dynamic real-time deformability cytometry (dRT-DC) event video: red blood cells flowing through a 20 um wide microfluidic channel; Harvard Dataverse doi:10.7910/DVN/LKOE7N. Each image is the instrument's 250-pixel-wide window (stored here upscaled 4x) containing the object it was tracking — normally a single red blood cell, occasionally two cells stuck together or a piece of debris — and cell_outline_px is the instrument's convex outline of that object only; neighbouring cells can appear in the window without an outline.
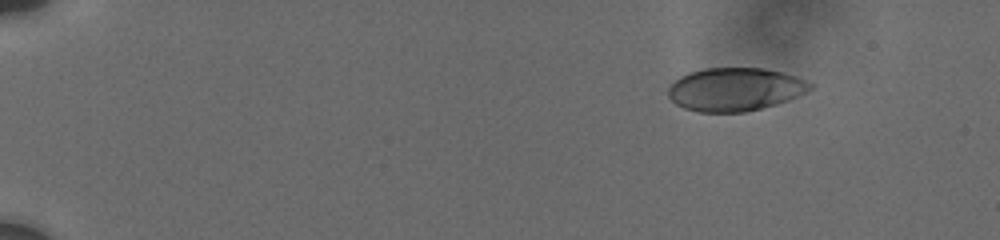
{"species": "human", "species_latin": "Homo sapiens", "temperature_condition": "cold", "stored_images_in_passage": 17, "camera_frame_rate_fps": 3000, "um_per_image_px": 0.085, "donor": {"sex": "male"}, "frame": {"image": 1, "passage_image": 1, "time_ms": 0.0, "image_size_px": [1000, 240], "cell_outline_px": [[812, 88], [788, 100], [776, 104], [744, 112], [696, 112], [684, 108], [676, 104], [668, 96], [668, 88], [680, 76], [688, 72], [704, 68], [764, 68], [780, 72], [804, 80], [812, 84]], "centroid_in_image_um": [62.42, 7.6], "position_along_channel_um": 22.6, "area_um2": 35.43}}
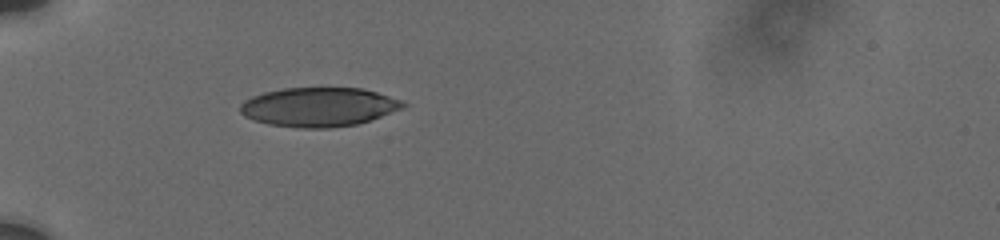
{"frame": {"image": 2, "passage_image": 16, "time_ms": 4.0, "image_size_px": [1000, 240], "cell_outline_px": [[408, 104], [404, 108], [356, 124], [332, 128], [296, 128], [268, 124], [244, 116], [240, 112], [240, 104], [244, 100], [252, 96], [264, 92], [284, 88], [364, 88], [404, 100]], "centroid_in_image_um": [27.11, 9.09], "position_along_channel_um": 57.9, "area_um2": 37.28}}